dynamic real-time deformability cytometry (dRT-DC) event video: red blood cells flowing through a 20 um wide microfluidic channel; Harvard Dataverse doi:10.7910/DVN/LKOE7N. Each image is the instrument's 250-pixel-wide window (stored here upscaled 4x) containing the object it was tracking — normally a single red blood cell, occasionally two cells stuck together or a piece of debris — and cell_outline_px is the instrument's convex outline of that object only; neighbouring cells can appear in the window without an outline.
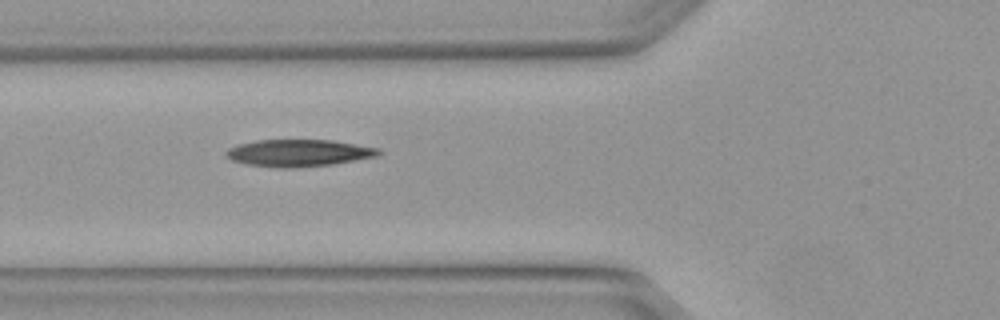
{"species": "Egyptian fruit bat (a non-hibernating species)", "species_latin": "Rousettus aegyptiacus", "temperature_condition": "warm", "stored_images_in_passage": 4, "camera_frame_rate_fps": 3000, "um_per_image_px": 0.085, "animal": {"sex": "female"}, "frame": {"image": 1, "passage_image": 2, "time_ms": 0.333, "image_size_px": [1000, 320], "cell_outline_px": [[384, 152], [376, 156], [332, 164], [288, 168], [280, 168], [244, 164], [232, 160], [224, 156], [224, 152], [228, 148], [236, 144], [256, 140], [332, 140], [380, 148]], "centroid_in_image_um": [25.34, 12.99], "position_along_channel_um": 100.5, "area_um2": 24.16}}